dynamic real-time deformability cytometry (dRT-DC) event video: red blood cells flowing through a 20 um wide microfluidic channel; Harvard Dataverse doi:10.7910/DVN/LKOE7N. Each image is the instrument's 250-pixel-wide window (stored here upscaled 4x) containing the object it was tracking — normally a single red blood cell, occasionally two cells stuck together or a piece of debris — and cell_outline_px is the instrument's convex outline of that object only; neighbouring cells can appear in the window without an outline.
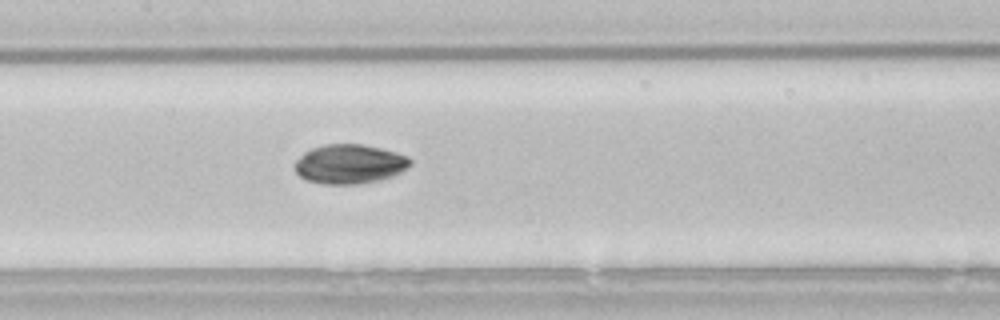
{"species": "common noctule bat (a hibernating species)", "species_latin": "Nyctalus noctula", "temperature_condition": "room temperature", "stored_images_in_passage": 32, "camera_frame_rate_fps": 3000, "um_per_image_px": 0.085, "animal": {"sex": "male", "body_mass_g": 21.5, "forearm_length_mm": 52.0}, "frame": {"image": 1, "passage_image": 10, "time_ms": 3.0, "image_size_px": [1000, 320], "cell_outline_px": [[412, 164], [400, 172], [392, 176], [376, 180], [356, 184], [324, 184], [308, 180], [300, 176], [296, 172], [292, 164], [304, 152], [312, 148], [324, 144], [364, 144], [396, 152], [408, 156], [412, 160]], "centroid_in_image_um": [29.69, 13.93], "position_along_channel_um": 177.7, "area_um2": 26.47}}
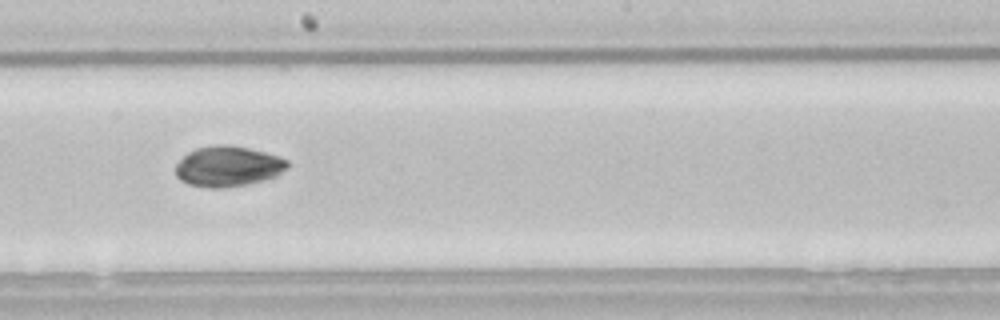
{"frame": {"image": 2, "passage_image": 14, "time_ms": 4.333, "image_size_px": [1000, 320], "cell_outline_px": [[288, 168], [276, 176], [264, 180], [224, 188], [208, 188], [188, 184], [180, 180], [176, 176], [176, 164], [188, 152], [196, 148], [216, 144], [228, 144], [248, 148], [280, 156], [288, 160]], "centroid_in_image_um": [19.38, 14.13], "position_along_channel_um": 228.8, "area_um2": 26.47}, "authors_computed_cell_mechanics": {"area_um2": 26.6458, "velocity_mm_per_s": 3.8441, "shape_relaxation_time_tau1_ms": 6.926, "shape_relaxation_time_tau2_ms": 5.5391, "deformation_change_tau1": 0.1186, "deformation_change_tau2": 0.0524}}